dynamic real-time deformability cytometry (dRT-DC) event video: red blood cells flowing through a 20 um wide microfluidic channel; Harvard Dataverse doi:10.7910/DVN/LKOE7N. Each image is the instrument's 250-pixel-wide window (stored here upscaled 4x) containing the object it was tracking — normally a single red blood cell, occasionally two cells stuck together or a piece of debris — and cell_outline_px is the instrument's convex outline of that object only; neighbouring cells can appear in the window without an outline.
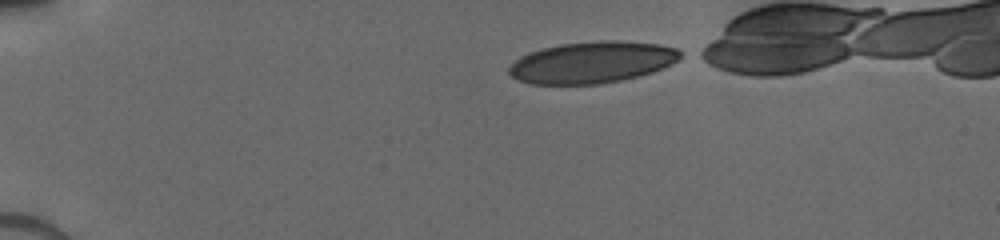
{"species": "human", "species_latin": "Homo sapiens", "temperature_condition": "cold", "stored_images_in_passage": 41, "camera_frame_rate_fps": 3000, "um_per_image_px": 0.085, "donor": {"sex": "male"}, "frame": {"image": 1, "passage_image": 1, "time_ms": 0.0, "image_size_px": [1000, 240], "cell_outline_px": [[684, 56], [652, 72], [620, 80], [600, 84], [528, 84], [516, 80], [508, 72], [508, 68], [516, 60], [532, 52], [544, 48], [560, 44], [600, 40], [620, 40], [660, 44], [676, 48], [684, 52]], "centroid_in_image_um": [50.34, 5.29], "position_along_channel_um": 34.7, "area_um2": 41.33}}
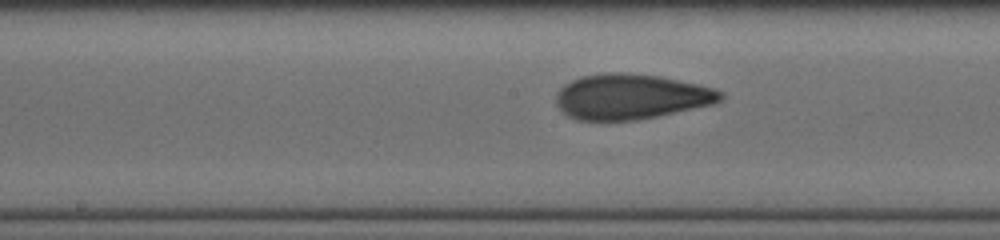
{"frame": {"image": 2, "passage_image": 20, "time_ms": 5.667, "image_size_px": [1000, 240], "cell_outline_px": [[724, 96], [720, 100], [712, 104], [656, 116], [636, 120], [576, 120], [568, 116], [556, 104], [556, 92], [564, 84], [580, 76], [608, 72], [620, 72], [660, 76], [716, 88], [724, 92]], "centroid_in_image_um": [53.61, 8.2], "position_along_channel_um": 194.6, "area_um2": 43.35}}
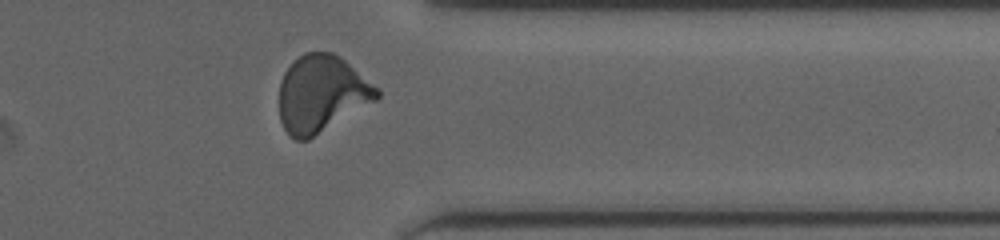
{"frame": {"image": 3, "passage_image": 34, "time_ms": 10.333, "image_size_px": [1000, 240], "cell_outline_px": [[380, 96], [376, 100], [308, 140], [296, 140], [288, 136], [280, 120], [280, 80], [284, 72], [304, 52], [332, 52], [340, 56], [380, 88]], "centroid_in_image_um": [27.34, 7.98], "position_along_channel_um": 384.1, "area_um2": 43.7}}